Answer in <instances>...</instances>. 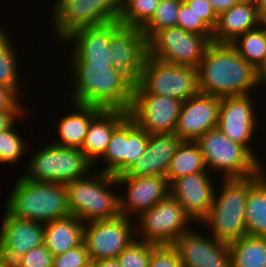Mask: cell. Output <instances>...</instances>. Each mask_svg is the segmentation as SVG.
<instances>
[{
	"label": "cell",
	"mask_w": 266,
	"mask_h": 267,
	"mask_svg": "<svg viewBox=\"0 0 266 267\" xmlns=\"http://www.w3.org/2000/svg\"><path fill=\"white\" fill-rule=\"evenodd\" d=\"M84 224L71 214L45 223L43 244L53 256L65 253L83 242Z\"/></svg>",
	"instance_id": "cell-25"
},
{
	"label": "cell",
	"mask_w": 266,
	"mask_h": 267,
	"mask_svg": "<svg viewBox=\"0 0 266 267\" xmlns=\"http://www.w3.org/2000/svg\"><path fill=\"white\" fill-rule=\"evenodd\" d=\"M13 124L9 129L0 133V162L16 163L26 152L25 141L13 130Z\"/></svg>",
	"instance_id": "cell-37"
},
{
	"label": "cell",
	"mask_w": 266,
	"mask_h": 267,
	"mask_svg": "<svg viewBox=\"0 0 266 267\" xmlns=\"http://www.w3.org/2000/svg\"><path fill=\"white\" fill-rule=\"evenodd\" d=\"M6 36L0 28V86L13 89L19 95L17 59L11 41Z\"/></svg>",
	"instance_id": "cell-35"
},
{
	"label": "cell",
	"mask_w": 266,
	"mask_h": 267,
	"mask_svg": "<svg viewBox=\"0 0 266 267\" xmlns=\"http://www.w3.org/2000/svg\"><path fill=\"white\" fill-rule=\"evenodd\" d=\"M210 43L203 35L174 26L158 31L148 41V55L169 64L197 69Z\"/></svg>",
	"instance_id": "cell-10"
},
{
	"label": "cell",
	"mask_w": 266,
	"mask_h": 267,
	"mask_svg": "<svg viewBox=\"0 0 266 267\" xmlns=\"http://www.w3.org/2000/svg\"><path fill=\"white\" fill-rule=\"evenodd\" d=\"M113 67L134 86L139 83L148 55V41L140 28L121 26L110 38Z\"/></svg>",
	"instance_id": "cell-14"
},
{
	"label": "cell",
	"mask_w": 266,
	"mask_h": 267,
	"mask_svg": "<svg viewBox=\"0 0 266 267\" xmlns=\"http://www.w3.org/2000/svg\"><path fill=\"white\" fill-rule=\"evenodd\" d=\"M182 0H160L151 20L141 29L149 41L158 31L177 26Z\"/></svg>",
	"instance_id": "cell-34"
},
{
	"label": "cell",
	"mask_w": 266,
	"mask_h": 267,
	"mask_svg": "<svg viewBox=\"0 0 266 267\" xmlns=\"http://www.w3.org/2000/svg\"><path fill=\"white\" fill-rule=\"evenodd\" d=\"M199 16L212 30L215 29L218 15L208 0H182Z\"/></svg>",
	"instance_id": "cell-42"
},
{
	"label": "cell",
	"mask_w": 266,
	"mask_h": 267,
	"mask_svg": "<svg viewBox=\"0 0 266 267\" xmlns=\"http://www.w3.org/2000/svg\"><path fill=\"white\" fill-rule=\"evenodd\" d=\"M172 246L182 267H232L228 244L195 230L185 232Z\"/></svg>",
	"instance_id": "cell-15"
},
{
	"label": "cell",
	"mask_w": 266,
	"mask_h": 267,
	"mask_svg": "<svg viewBox=\"0 0 266 267\" xmlns=\"http://www.w3.org/2000/svg\"><path fill=\"white\" fill-rule=\"evenodd\" d=\"M195 142L201 149L206 168L223 171L225 179L246 178L263 170L251 150L230 140L218 127L207 131Z\"/></svg>",
	"instance_id": "cell-6"
},
{
	"label": "cell",
	"mask_w": 266,
	"mask_h": 267,
	"mask_svg": "<svg viewBox=\"0 0 266 267\" xmlns=\"http://www.w3.org/2000/svg\"><path fill=\"white\" fill-rule=\"evenodd\" d=\"M258 78H259V86L262 83H266V61L261 66V68L258 70Z\"/></svg>",
	"instance_id": "cell-48"
},
{
	"label": "cell",
	"mask_w": 266,
	"mask_h": 267,
	"mask_svg": "<svg viewBox=\"0 0 266 267\" xmlns=\"http://www.w3.org/2000/svg\"><path fill=\"white\" fill-rule=\"evenodd\" d=\"M198 92L218 98L249 94L259 85L258 70L230 43L211 42L197 68Z\"/></svg>",
	"instance_id": "cell-1"
},
{
	"label": "cell",
	"mask_w": 266,
	"mask_h": 267,
	"mask_svg": "<svg viewBox=\"0 0 266 267\" xmlns=\"http://www.w3.org/2000/svg\"><path fill=\"white\" fill-rule=\"evenodd\" d=\"M177 26L187 32L203 35L212 42L213 30L183 1L180 4Z\"/></svg>",
	"instance_id": "cell-38"
},
{
	"label": "cell",
	"mask_w": 266,
	"mask_h": 267,
	"mask_svg": "<svg viewBox=\"0 0 266 267\" xmlns=\"http://www.w3.org/2000/svg\"><path fill=\"white\" fill-rule=\"evenodd\" d=\"M266 173L249 189L246 199V235L266 237Z\"/></svg>",
	"instance_id": "cell-27"
},
{
	"label": "cell",
	"mask_w": 266,
	"mask_h": 267,
	"mask_svg": "<svg viewBox=\"0 0 266 267\" xmlns=\"http://www.w3.org/2000/svg\"><path fill=\"white\" fill-rule=\"evenodd\" d=\"M90 176L65 184L70 214L84 223L118 217L119 196L107 189L118 185L116 177L102 171Z\"/></svg>",
	"instance_id": "cell-5"
},
{
	"label": "cell",
	"mask_w": 266,
	"mask_h": 267,
	"mask_svg": "<svg viewBox=\"0 0 266 267\" xmlns=\"http://www.w3.org/2000/svg\"><path fill=\"white\" fill-rule=\"evenodd\" d=\"M191 220L179 202L169 195L138 217L140 224L137 223L136 226L140 231L135 232L140 233V241L172 245L177 238L190 230L188 224Z\"/></svg>",
	"instance_id": "cell-11"
},
{
	"label": "cell",
	"mask_w": 266,
	"mask_h": 267,
	"mask_svg": "<svg viewBox=\"0 0 266 267\" xmlns=\"http://www.w3.org/2000/svg\"><path fill=\"white\" fill-rule=\"evenodd\" d=\"M148 267H182V264L172 245H157L151 253Z\"/></svg>",
	"instance_id": "cell-41"
},
{
	"label": "cell",
	"mask_w": 266,
	"mask_h": 267,
	"mask_svg": "<svg viewBox=\"0 0 266 267\" xmlns=\"http://www.w3.org/2000/svg\"><path fill=\"white\" fill-rule=\"evenodd\" d=\"M182 140L175 133L149 134L144 155L125 173L126 176H166L171 158Z\"/></svg>",
	"instance_id": "cell-22"
},
{
	"label": "cell",
	"mask_w": 266,
	"mask_h": 267,
	"mask_svg": "<svg viewBox=\"0 0 266 267\" xmlns=\"http://www.w3.org/2000/svg\"><path fill=\"white\" fill-rule=\"evenodd\" d=\"M76 111L74 113L64 115L58 127L59 139L52 142L54 145L63 147H72L81 149L86 134L88 132L91 120L102 110V108L92 105H83L72 103Z\"/></svg>",
	"instance_id": "cell-26"
},
{
	"label": "cell",
	"mask_w": 266,
	"mask_h": 267,
	"mask_svg": "<svg viewBox=\"0 0 266 267\" xmlns=\"http://www.w3.org/2000/svg\"><path fill=\"white\" fill-rule=\"evenodd\" d=\"M23 113V110H0V133L9 129L15 123V118Z\"/></svg>",
	"instance_id": "cell-44"
},
{
	"label": "cell",
	"mask_w": 266,
	"mask_h": 267,
	"mask_svg": "<svg viewBox=\"0 0 266 267\" xmlns=\"http://www.w3.org/2000/svg\"><path fill=\"white\" fill-rule=\"evenodd\" d=\"M228 247L232 267H266V237L245 235Z\"/></svg>",
	"instance_id": "cell-28"
},
{
	"label": "cell",
	"mask_w": 266,
	"mask_h": 267,
	"mask_svg": "<svg viewBox=\"0 0 266 267\" xmlns=\"http://www.w3.org/2000/svg\"><path fill=\"white\" fill-rule=\"evenodd\" d=\"M117 184L127 185L126 196L119 195L120 215L131 218L137 213L138 217L154 205L169 196L170 184L166 176L134 177L121 174L116 176Z\"/></svg>",
	"instance_id": "cell-16"
},
{
	"label": "cell",
	"mask_w": 266,
	"mask_h": 267,
	"mask_svg": "<svg viewBox=\"0 0 266 267\" xmlns=\"http://www.w3.org/2000/svg\"><path fill=\"white\" fill-rule=\"evenodd\" d=\"M250 94L220 98L218 128L233 142L249 150L251 137L259 123L255 118Z\"/></svg>",
	"instance_id": "cell-18"
},
{
	"label": "cell",
	"mask_w": 266,
	"mask_h": 267,
	"mask_svg": "<svg viewBox=\"0 0 266 267\" xmlns=\"http://www.w3.org/2000/svg\"><path fill=\"white\" fill-rule=\"evenodd\" d=\"M148 139L149 133L128 115L125 118V173L144 155Z\"/></svg>",
	"instance_id": "cell-33"
},
{
	"label": "cell",
	"mask_w": 266,
	"mask_h": 267,
	"mask_svg": "<svg viewBox=\"0 0 266 267\" xmlns=\"http://www.w3.org/2000/svg\"><path fill=\"white\" fill-rule=\"evenodd\" d=\"M90 263L87 248L82 242L65 253L53 256L52 267H87Z\"/></svg>",
	"instance_id": "cell-39"
},
{
	"label": "cell",
	"mask_w": 266,
	"mask_h": 267,
	"mask_svg": "<svg viewBox=\"0 0 266 267\" xmlns=\"http://www.w3.org/2000/svg\"><path fill=\"white\" fill-rule=\"evenodd\" d=\"M73 103L129 112L134 85L113 66L86 64L72 54Z\"/></svg>",
	"instance_id": "cell-2"
},
{
	"label": "cell",
	"mask_w": 266,
	"mask_h": 267,
	"mask_svg": "<svg viewBox=\"0 0 266 267\" xmlns=\"http://www.w3.org/2000/svg\"><path fill=\"white\" fill-rule=\"evenodd\" d=\"M182 101L157 94H133L129 116L149 134L175 133Z\"/></svg>",
	"instance_id": "cell-13"
},
{
	"label": "cell",
	"mask_w": 266,
	"mask_h": 267,
	"mask_svg": "<svg viewBox=\"0 0 266 267\" xmlns=\"http://www.w3.org/2000/svg\"><path fill=\"white\" fill-rule=\"evenodd\" d=\"M220 98L197 93L182 103L175 134L182 141H197L218 127Z\"/></svg>",
	"instance_id": "cell-17"
},
{
	"label": "cell",
	"mask_w": 266,
	"mask_h": 267,
	"mask_svg": "<svg viewBox=\"0 0 266 267\" xmlns=\"http://www.w3.org/2000/svg\"><path fill=\"white\" fill-rule=\"evenodd\" d=\"M28 166L23 177L29 181L66 184L88 176L93 164L80 149L50 142L30 158Z\"/></svg>",
	"instance_id": "cell-7"
},
{
	"label": "cell",
	"mask_w": 266,
	"mask_h": 267,
	"mask_svg": "<svg viewBox=\"0 0 266 267\" xmlns=\"http://www.w3.org/2000/svg\"><path fill=\"white\" fill-rule=\"evenodd\" d=\"M257 7L262 24H266V0H253Z\"/></svg>",
	"instance_id": "cell-47"
},
{
	"label": "cell",
	"mask_w": 266,
	"mask_h": 267,
	"mask_svg": "<svg viewBox=\"0 0 266 267\" xmlns=\"http://www.w3.org/2000/svg\"><path fill=\"white\" fill-rule=\"evenodd\" d=\"M91 266L92 267H120V264L117 258H113V259H103L99 261H92Z\"/></svg>",
	"instance_id": "cell-46"
},
{
	"label": "cell",
	"mask_w": 266,
	"mask_h": 267,
	"mask_svg": "<svg viewBox=\"0 0 266 267\" xmlns=\"http://www.w3.org/2000/svg\"><path fill=\"white\" fill-rule=\"evenodd\" d=\"M216 12L219 15L221 12L229 10L235 4L240 3L242 0H208Z\"/></svg>",
	"instance_id": "cell-45"
},
{
	"label": "cell",
	"mask_w": 266,
	"mask_h": 267,
	"mask_svg": "<svg viewBox=\"0 0 266 267\" xmlns=\"http://www.w3.org/2000/svg\"><path fill=\"white\" fill-rule=\"evenodd\" d=\"M131 219L119 215L84 224L83 242L91 262L117 258L136 239Z\"/></svg>",
	"instance_id": "cell-12"
},
{
	"label": "cell",
	"mask_w": 266,
	"mask_h": 267,
	"mask_svg": "<svg viewBox=\"0 0 266 267\" xmlns=\"http://www.w3.org/2000/svg\"><path fill=\"white\" fill-rule=\"evenodd\" d=\"M129 115L120 109H102L92 120L80 149L93 164L104 155L114 129ZM97 158V159H96Z\"/></svg>",
	"instance_id": "cell-24"
},
{
	"label": "cell",
	"mask_w": 266,
	"mask_h": 267,
	"mask_svg": "<svg viewBox=\"0 0 266 267\" xmlns=\"http://www.w3.org/2000/svg\"><path fill=\"white\" fill-rule=\"evenodd\" d=\"M13 189L5 209L15 217L44 224L70 215L65 184L32 182L22 176Z\"/></svg>",
	"instance_id": "cell-4"
},
{
	"label": "cell",
	"mask_w": 266,
	"mask_h": 267,
	"mask_svg": "<svg viewBox=\"0 0 266 267\" xmlns=\"http://www.w3.org/2000/svg\"><path fill=\"white\" fill-rule=\"evenodd\" d=\"M52 263L53 254L44 244L31 249L13 262L15 267H52Z\"/></svg>",
	"instance_id": "cell-40"
},
{
	"label": "cell",
	"mask_w": 266,
	"mask_h": 267,
	"mask_svg": "<svg viewBox=\"0 0 266 267\" xmlns=\"http://www.w3.org/2000/svg\"><path fill=\"white\" fill-rule=\"evenodd\" d=\"M246 178L223 180L220 193L213 196L212 206L201 221L212 229L216 240L229 244L246 235V199L250 187L265 173Z\"/></svg>",
	"instance_id": "cell-3"
},
{
	"label": "cell",
	"mask_w": 266,
	"mask_h": 267,
	"mask_svg": "<svg viewBox=\"0 0 266 267\" xmlns=\"http://www.w3.org/2000/svg\"><path fill=\"white\" fill-rule=\"evenodd\" d=\"M120 27L117 20L104 25L84 27L74 31L64 42H75L73 52L86 64L112 67L110 38Z\"/></svg>",
	"instance_id": "cell-21"
},
{
	"label": "cell",
	"mask_w": 266,
	"mask_h": 267,
	"mask_svg": "<svg viewBox=\"0 0 266 267\" xmlns=\"http://www.w3.org/2000/svg\"><path fill=\"white\" fill-rule=\"evenodd\" d=\"M198 172H208L199 145L192 141H182L166 172L169 184L177 178Z\"/></svg>",
	"instance_id": "cell-29"
},
{
	"label": "cell",
	"mask_w": 266,
	"mask_h": 267,
	"mask_svg": "<svg viewBox=\"0 0 266 267\" xmlns=\"http://www.w3.org/2000/svg\"><path fill=\"white\" fill-rule=\"evenodd\" d=\"M198 93L197 69L169 64L147 55L133 94H157L182 102Z\"/></svg>",
	"instance_id": "cell-8"
},
{
	"label": "cell",
	"mask_w": 266,
	"mask_h": 267,
	"mask_svg": "<svg viewBox=\"0 0 266 267\" xmlns=\"http://www.w3.org/2000/svg\"><path fill=\"white\" fill-rule=\"evenodd\" d=\"M0 229V259L13 263L43 244L44 224L25 220L5 211Z\"/></svg>",
	"instance_id": "cell-19"
},
{
	"label": "cell",
	"mask_w": 266,
	"mask_h": 267,
	"mask_svg": "<svg viewBox=\"0 0 266 267\" xmlns=\"http://www.w3.org/2000/svg\"><path fill=\"white\" fill-rule=\"evenodd\" d=\"M156 244L135 239L117 257L120 267H148Z\"/></svg>",
	"instance_id": "cell-36"
},
{
	"label": "cell",
	"mask_w": 266,
	"mask_h": 267,
	"mask_svg": "<svg viewBox=\"0 0 266 267\" xmlns=\"http://www.w3.org/2000/svg\"><path fill=\"white\" fill-rule=\"evenodd\" d=\"M0 267H15L13 263L0 259Z\"/></svg>",
	"instance_id": "cell-49"
},
{
	"label": "cell",
	"mask_w": 266,
	"mask_h": 267,
	"mask_svg": "<svg viewBox=\"0 0 266 267\" xmlns=\"http://www.w3.org/2000/svg\"><path fill=\"white\" fill-rule=\"evenodd\" d=\"M121 0H56L53 8L54 29L65 40L74 31L116 21Z\"/></svg>",
	"instance_id": "cell-9"
},
{
	"label": "cell",
	"mask_w": 266,
	"mask_h": 267,
	"mask_svg": "<svg viewBox=\"0 0 266 267\" xmlns=\"http://www.w3.org/2000/svg\"><path fill=\"white\" fill-rule=\"evenodd\" d=\"M209 172L191 173L170 183L169 195L176 199L194 221L207 216L212 206L214 187Z\"/></svg>",
	"instance_id": "cell-20"
},
{
	"label": "cell",
	"mask_w": 266,
	"mask_h": 267,
	"mask_svg": "<svg viewBox=\"0 0 266 267\" xmlns=\"http://www.w3.org/2000/svg\"><path fill=\"white\" fill-rule=\"evenodd\" d=\"M160 0H121L117 21L121 26L142 29L153 17Z\"/></svg>",
	"instance_id": "cell-31"
},
{
	"label": "cell",
	"mask_w": 266,
	"mask_h": 267,
	"mask_svg": "<svg viewBox=\"0 0 266 267\" xmlns=\"http://www.w3.org/2000/svg\"><path fill=\"white\" fill-rule=\"evenodd\" d=\"M230 44L246 62L259 70L266 61V24L239 35Z\"/></svg>",
	"instance_id": "cell-30"
},
{
	"label": "cell",
	"mask_w": 266,
	"mask_h": 267,
	"mask_svg": "<svg viewBox=\"0 0 266 267\" xmlns=\"http://www.w3.org/2000/svg\"><path fill=\"white\" fill-rule=\"evenodd\" d=\"M260 25L262 22L253 0H242L218 15L212 42L231 43L239 35L256 29Z\"/></svg>",
	"instance_id": "cell-23"
},
{
	"label": "cell",
	"mask_w": 266,
	"mask_h": 267,
	"mask_svg": "<svg viewBox=\"0 0 266 267\" xmlns=\"http://www.w3.org/2000/svg\"><path fill=\"white\" fill-rule=\"evenodd\" d=\"M101 158L107 163L102 172L115 177L125 174V119L114 129Z\"/></svg>",
	"instance_id": "cell-32"
},
{
	"label": "cell",
	"mask_w": 266,
	"mask_h": 267,
	"mask_svg": "<svg viewBox=\"0 0 266 267\" xmlns=\"http://www.w3.org/2000/svg\"><path fill=\"white\" fill-rule=\"evenodd\" d=\"M17 100L19 96L13 89L0 86V110H24Z\"/></svg>",
	"instance_id": "cell-43"
}]
</instances>
